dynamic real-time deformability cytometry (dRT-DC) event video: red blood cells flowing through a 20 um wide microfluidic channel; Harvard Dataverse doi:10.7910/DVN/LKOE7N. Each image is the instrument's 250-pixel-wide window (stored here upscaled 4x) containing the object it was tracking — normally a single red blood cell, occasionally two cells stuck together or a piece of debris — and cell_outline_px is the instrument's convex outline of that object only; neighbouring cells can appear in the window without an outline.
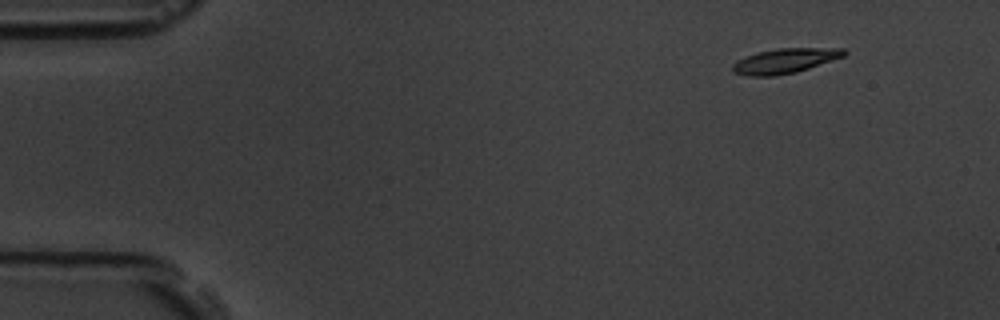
{"species": "common noctule bat (a hibernating species)", "species_latin": "Nyctalus noctula", "temperature_condition": "room temperature", "stored_images_in_passage": 4, "camera_frame_rate_fps": 3000, "um_per_image_px": 0.085, "animal": {"sex": "male", "body_mass_g": 19.5, "forearm_length_mm": 54.6}, "frame": {"image": 1, "passage_image": 1, "time_ms": 0.0, "image_size_px": [1000, 320], "cell_outline_px": [[848, 52], [844, 56], [796, 72], [772, 76], [748, 76], [732, 72], [732, 64], [736, 60], [756, 52], [776, 48], [844, 48]], "centroid_in_image_um": [66.68, 5.16], "position_along_channel_um": 18.3, "area_um2": 16.18}}
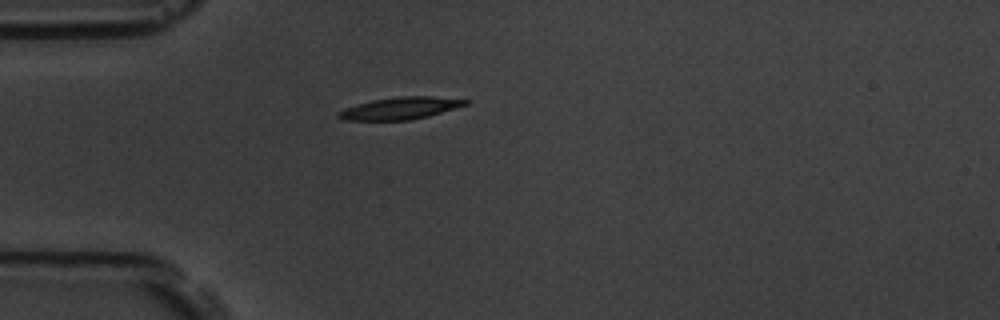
{"frame": {"image": 2, "passage_image": 4, "time_ms": 3.333, "image_size_px": [1000, 320], "cell_outline_px": [[468, 104], [456, 108], [428, 116], [412, 120], [344, 120], [336, 116], [336, 112], [344, 108], [372, 100], [400, 96], [432, 96], [468, 100]], "centroid_in_image_um": [34.0, 9.2], "position_along_channel_um": 51.0, "area_um2": 16.36}}